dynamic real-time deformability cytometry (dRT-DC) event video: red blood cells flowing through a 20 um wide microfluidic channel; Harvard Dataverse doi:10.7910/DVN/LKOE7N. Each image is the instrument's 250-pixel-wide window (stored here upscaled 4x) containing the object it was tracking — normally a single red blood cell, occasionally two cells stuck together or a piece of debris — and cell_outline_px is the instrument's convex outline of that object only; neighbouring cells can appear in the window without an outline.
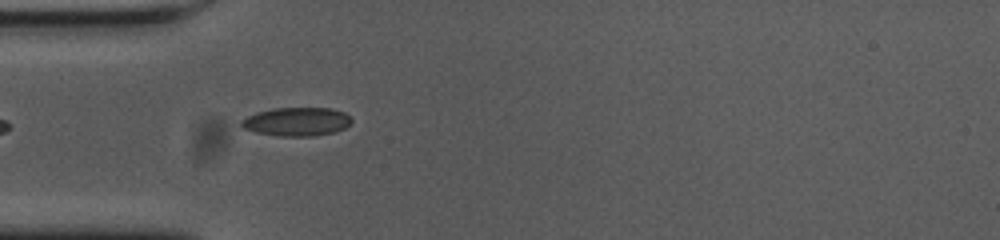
{"species": "common noctule bat (a hibernating species)", "species_latin": "Nyctalus noctula", "temperature_condition": "cold", "stored_images_in_passage": 24, "camera_frame_rate_fps": 3000, "um_per_image_px": 0.085, "animal": {"sex": "female", "body_mass_g": 23.0, "forearm_length_mm": 53.4}, "frame": {"image": 1, "passage_image": 1, "time_ms": 0.0, "image_size_px": [1000, 240], "cell_outline_px": [[352, 120], [344, 128], [336, 132], [312, 136], [280, 136], [256, 132], [244, 128], [240, 124], [240, 120], [256, 112], [272, 108], [332, 108], [344, 112]], "centroid_in_image_um": [25.21, 10.33], "position_along_channel_um": 59.8, "area_um2": 18.32}}
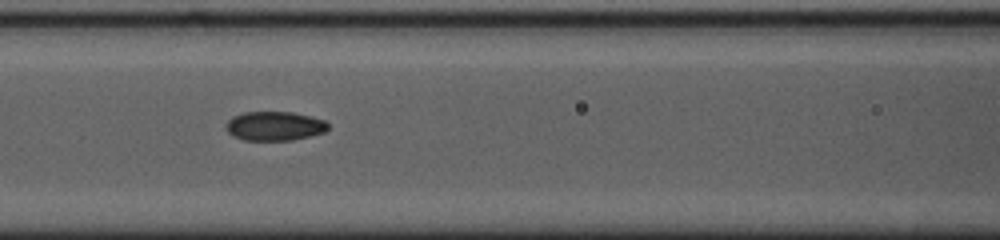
{"frame": {"image": 2, "passage_image": 8, "time_ms": 2.333, "image_size_px": [1000, 240], "cell_outline_px": [[328, 128], [324, 132], [292, 140], [244, 140], [228, 132], [228, 120], [232, 116], [244, 112], [292, 112], [312, 116], [324, 120], [328, 124]], "centroid_in_image_um": [23.37, 10.7], "position_along_channel_um": 143.2, "area_um2": 17.11}}
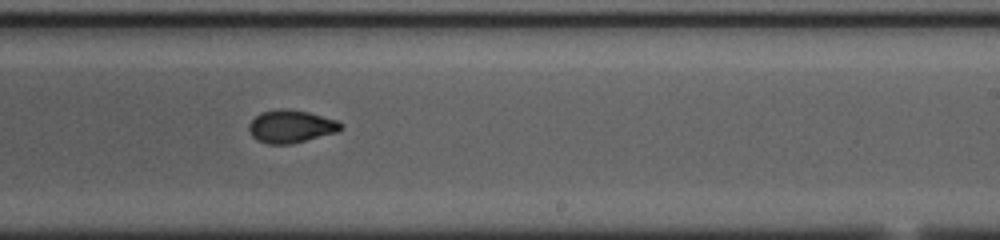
{"frame": {"image": 3, "passage_image": 18, "time_ms": 5.667, "image_size_px": [1000, 240], "cell_outline_px": [[344, 124], [336, 132], [292, 144], [268, 144], [256, 140], [252, 136], [248, 128], [248, 124], [260, 112], [280, 108], [288, 108], [308, 112], [336, 120]], "centroid_in_image_um": [24.69, 10.74], "position_along_channel_um": 264.3, "area_um2": 17.57}}